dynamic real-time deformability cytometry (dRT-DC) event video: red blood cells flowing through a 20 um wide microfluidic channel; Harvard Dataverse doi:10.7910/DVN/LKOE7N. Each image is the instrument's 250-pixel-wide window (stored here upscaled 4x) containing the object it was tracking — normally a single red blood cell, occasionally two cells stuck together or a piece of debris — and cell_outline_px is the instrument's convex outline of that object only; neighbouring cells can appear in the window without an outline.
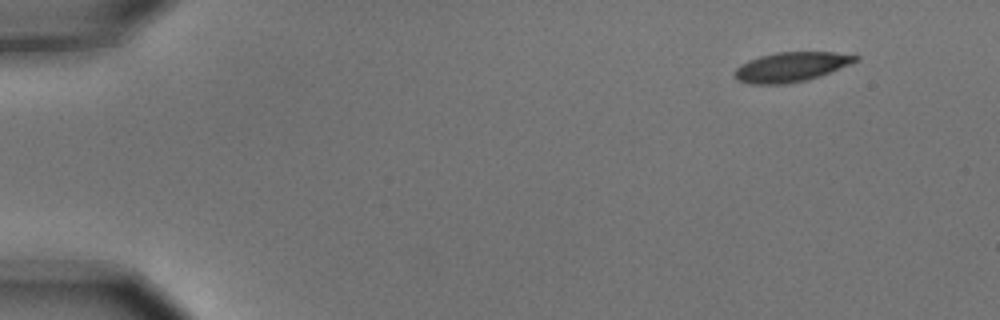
{"species": "common noctule bat (a hibernating species)", "species_latin": "Nyctalus noctula", "temperature_condition": "cold", "stored_images_in_passage": 5, "segment_of_instrument_passage": [2, 2], "camera_frame_rate_fps": 3000, "um_per_image_px": 0.085, "animal": {"sex": "male", "body_mass_g": 15.6}, "frame": {"image": 1, "passage_image": 5, "time_ms": 1.333, "image_size_px": [1000, 320], "cell_outline_px": [[860, 56], [856, 60], [848, 64], [820, 76], [808, 80], [784, 84], [752, 84], [736, 80], [732, 72], [740, 64], [748, 60], [760, 56], [776, 52], [856, 52]], "centroid_in_image_um": [67.24, 5.67], "position_along_channel_um": 17.8, "area_um2": 21.1}}